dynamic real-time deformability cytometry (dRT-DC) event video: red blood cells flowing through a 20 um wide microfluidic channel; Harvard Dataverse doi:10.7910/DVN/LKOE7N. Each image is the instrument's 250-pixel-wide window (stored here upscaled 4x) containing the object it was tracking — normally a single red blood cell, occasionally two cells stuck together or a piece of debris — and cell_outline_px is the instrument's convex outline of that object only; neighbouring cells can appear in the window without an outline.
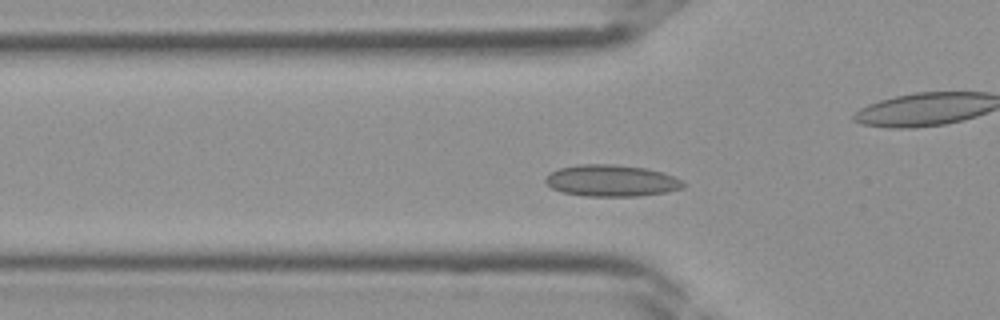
{"species": "Egyptian fruit bat (a non-hibernating species)", "species_latin": "Rousettus aegyptiacus", "temperature_condition": "room temperature", "stored_images_in_passage": 37, "camera_frame_rate_fps": 3000, "um_per_image_px": 0.085, "frame": {"image": 1, "passage_image": 10, "time_ms": 3.0, "image_size_px": [1000, 320], "cell_outline_px": [[684, 188], [668, 192], [636, 196], [584, 196], [560, 192], [552, 188], [544, 180], [552, 172], [560, 168], [580, 164], [616, 164], [648, 168], [672, 176], [680, 180], [684, 184]], "centroid_in_image_um": [51.97, 15.36], "position_along_channel_um": 73.8, "area_um2": 25.32}}
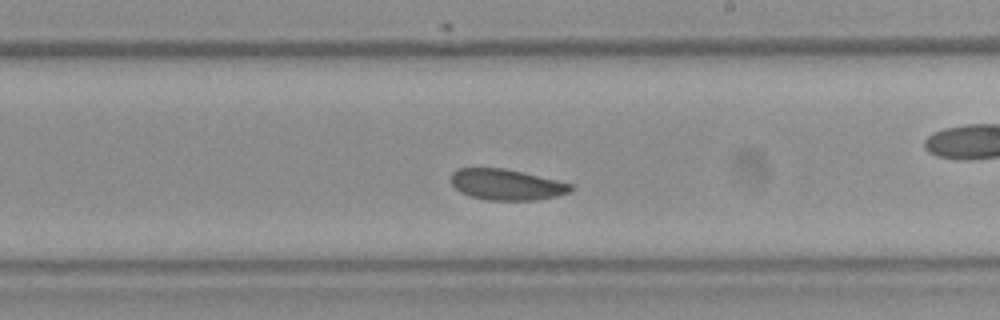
{"frame": {"image": 2, "passage_image": 20, "time_ms": 6.333, "image_size_px": [1000, 320], "cell_outline_px": [[576, 188], [572, 192], [556, 196], [536, 200], [488, 200], [472, 196], [460, 192], [452, 184], [452, 172], [460, 168], [504, 168], [524, 172], [572, 184]], "centroid_in_image_um": [43.1, 15.69], "position_along_channel_um": 245.9, "area_um2": 21.56}}
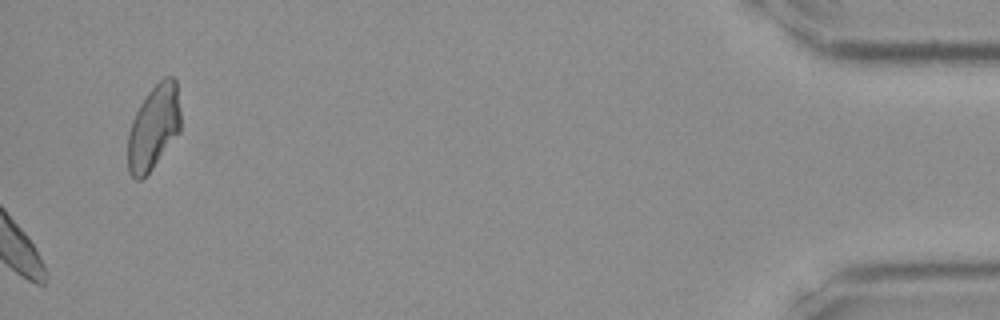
{"frame": {"image": 3, "passage_image": 37, "time_ms": 12.0, "image_size_px": [1000, 320], "cell_outline_px": [[180, 132], [152, 168], [140, 180], [136, 180], [128, 172], [128, 132], [132, 120], [140, 104], [148, 92], [164, 76], [172, 76], [176, 80], [180, 112]], "centroid_in_image_um": [13.06, 10.81], "position_along_channel_um": 422.1, "area_um2": 25.89}}